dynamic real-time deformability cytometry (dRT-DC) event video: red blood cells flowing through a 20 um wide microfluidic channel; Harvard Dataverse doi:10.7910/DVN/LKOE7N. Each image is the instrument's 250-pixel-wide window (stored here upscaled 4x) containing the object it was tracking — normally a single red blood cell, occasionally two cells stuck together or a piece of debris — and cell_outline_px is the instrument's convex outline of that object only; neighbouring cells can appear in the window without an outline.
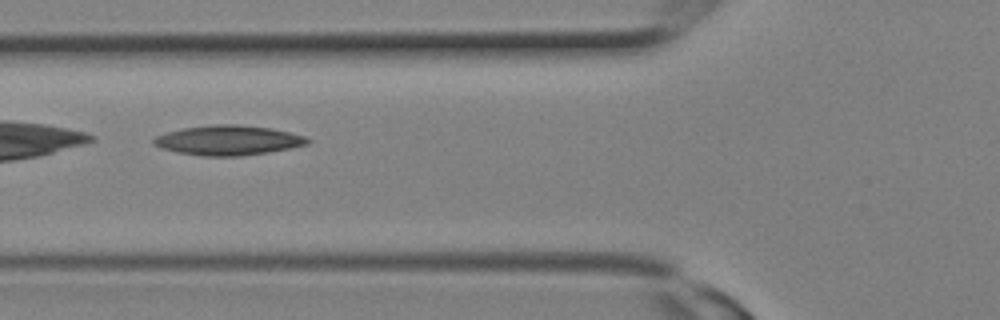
{"species": "Egyptian fruit bat (a non-hibernating species)", "species_latin": "Rousettus aegyptiacus", "temperature_condition": "room temperature", "stored_images_in_passage": 10, "camera_frame_rate_fps": 3000, "um_per_image_px": 0.085, "animal": {"sex": "female"}, "frame": {"image": 1, "passage_image": 9, "time_ms": 2.667, "image_size_px": [1000, 320], "cell_outline_px": [[312, 140], [308, 144], [268, 152], [244, 156], [204, 156], [176, 152], [160, 148], [152, 144], [152, 140], [156, 136], [168, 132], [184, 128], [212, 124], [236, 124], [272, 128], [304, 136]], "centroid_in_image_um": [19.38, 11.92], "position_along_channel_um": 106.4, "area_um2": 26.7}}